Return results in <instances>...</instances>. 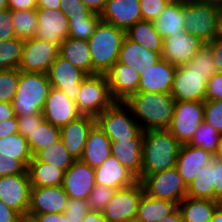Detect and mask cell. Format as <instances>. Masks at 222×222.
I'll return each instance as SVG.
<instances>
[{
  "label": "cell",
  "instance_id": "obj_55",
  "mask_svg": "<svg viewBox=\"0 0 222 222\" xmlns=\"http://www.w3.org/2000/svg\"><path fill=\"white\" fill-rule=\"evenodd\" d=\"M23 217L0 200V222H22Z\"/></svg>",
  "mask_w": 222,
  "mask_h": 222
},
{
  "label": "cell",
  "instance_id": "obj_35",
  "mask_svg": "<svg viewBox=\"0 0 222 222\" xmlns=\"http://www.w3.org/2000/svg\"><path fill=\"white\" fill-rule=\"evenodd\" d=\"M187 196L196 199L215 201V189L213 184V160L202 167L195 178L187 186Z\"/></svg>",
  "mask_w": 222,
  "mask_h": 222
},
{
  "label": "cell",
  "instance_id": "obj_71",
  "mask_svg": "<svg viewBox=\"0 0 222 222\" xmlns=\"http://www.w3.org/2000/svg\"><path fill=\"white\" fill-rule=\"evenodd\" d=\"M22 222H36L32 217L26 216L22 219Z\"/></svg>",
  "mask_w": 222,
  "mask_h": 222
},
{
  "label": "cell",
  "instance_id": "obj_13",
  "mask_svg": "<svg viewBox=\"0 0 222 222\" xmlns=\"http://www.w3.org/2000/svg\"><path fill=\"white\" fill-rule=\"evenodd\" d=\"M51 87L61 90L70 100L76 102L81 82L88 76L82 69L58 55L48 71Z\"/></svg>",
  "mask_w": 222,
  "mask_h": 222
},
{
  "label": "cell",
  "instance_id": "obj_25",
  "mask_svg": "<svg viewBox=\"0 0 222 222\" xmlns=\"http://www.w3.org/2000/svg\"><path fill=\"white\" fill-rule=\"evenodd\" d=\"M94 170L95 184L105 185L116 190L132 186L138 181L137 177L112 155Z\"/></svg>",
  "mask_w": 222,
  "mask_h": 222
},
{
  "label": "cell",
  "instance_id": "obj_53",
  "mask_svg": "<svg viewBox=\"0 0 222 222\" xmlns=\"http://www.w3.org/2000/svg\"><path fill=\"white\" fill-rule=\"evenodd\" d=\"M205 100H222V73H215L207 81Z\"/></svg>",
  "mask_w": 222,
  "mask_h": 222
},
{
  "label": "cell",
  "instance_id": "obj_57",
  "mask_svg": "<svg viewBox=\"0 0 222 222\" xmlns=\"http://www.w3.org/2000/svg\"><path fill=\"white\" fill-rule=\"evenodd\" d=\"M207 44L212 50V55L217 67V71L222 73V39L215 38Z\"/></svg>",
  "mask_w": 222,
  "mask_h": 222
},
{
  "label": "cell",
  "instance_id": "obj_4",
  "mask_svg": "<svg viewBox=\"0 0 222 222\" xmlns=\"http://www.w3.org/2000/svg\"><path fill=\"white\" fill-rule=\"evenodd\" d=\"M51 84L47 73L21 72L18 88L11 101L16 116L39 114L48 97Z\"/></svg>",
  "mask_w": 222,
  "mask_h": 222
},
{
  "label": "cell",
  "instance_id": "obj_40",
  "mask_svg": "<svg viewBox=\"0 0 222 222\" xmlns=\"http://www.w3.org/2000/svg\"><path fill=\"white\" fill-rule=\"evenodd\" d=\"M11 17L17 38L26 40L35 37L38 26L36 10L13 11Z\"/></svg>",
  "mask_w": 222,
  "mask_h": 222
},
{
  "label": "cell",
  "instance_id": "obj_61",
  "mask_svg": "<svg viewBox=\"0 0 222 222\" xmlns=\"http://www.w3.org/2000/svg\"><path fill=\"white\" fill-rule=\"evenodd\" d=\"M15 116L12 104L0 101V121L12 119Z\"/></svg>",
  "mask_w": 222,
  "mask_h": 222
},
{
  "label": "cell",
  "instance_id": "obj_62",
  "mask_svg": "<svg viewBox=\"0 0 222 222\" xmlns=\"http://www.w3.org/2000/svg\"><path fill=\"white\" fill-rule=\"evenodd\" d=\"M61 0H37V8H46L50 10L60 9Z\"/></svg>",
  "mask_w": 222,
  "mask_h": 222
},
{
  "label": "cell",
  "instance_id": "obj_31",
  "mask_svg": "<svg viewBox=\"0 0 222 222\" xmlns=\"http://www.w3.org/2000/svg\"><path fill=\"white\" fill-rule=\"evenodd\" d=\"M177 208V203L149 197L143 193L138 204L136 220L139 222H159Z\"/></svg>",
  "mask_w": 222,
  "mask_h": 222
},
{
  "label": "cell",
  "instance_id": "obj_51",
  "mask_svg": "<svg viewBox=\"0 0 222 222\" xmlns=\"http://www.w3.org/2000/svg\"><path fill=\"white\" fill-rule=\"evenodd\" d=\"M27 172V167L18 159L0 154V177Z\"/></svg>",
  "mask_w": 222,
  "mask_h": 222
},
{
  "label": "cell",
  "instance_id": "obj_22",
  "mask_svg": "<svg viewBox=\"0 0 222 222\" xmlns=\"http://www.w3.org/2000/svg\"><path fill=\"white\" fill-rule=\"evenodd\" d=\"M95 123L96 118L81 115L60 128V139L75 160L81 159L88 133Z\"/></svg>",
  "mask_w": 222,
  "mask_h": 222
},
{
  "label": "cell",
  "instance_id": "obj_44",
  "mask_svg": "<svg viewBox=\"0 0 222 222\" xmlns=\"http://www.w3.org/2000/svg\"><path fill=\"white\" fill-rule=\"evenodd\" d=\"M20 78L19 69L0 70V101L11 103Z\"/></svg>",
  "mask_w": 222,
  "mask_h": 222
},
{
  "label": "cell",
  "instance_id": "obj_2",
  "mask_svg": "<svg viewBox=\"0 0 222 222\" xmlns=\"http://www.w3.org/2000/svg\"><path fill=\"white\" fill-rule=\"evenodd\" d=\"M180 147L167 129L143 131L142 173L137 179L175 167Z\"/></svg>",
  "mask_w": 222,
  "mask_h": 222
},
{
  "label": "cell",
  "instance_id": "obj_7",
  "mask_svg": "<svg viewBox=\"0 0 222 222\" xmlns=\"http://www.w3.org/2000/svg\"><path fill=\"white\" fill-rule=\"evenodd\" d=\"M131 114L124 102H115L96 118V123L110 141L143 139V130Z\"/></svg>",
  "mask_w": 222,
  "mask_h": 222
},
{
  "label": "cell",
  "instance_id": "obj_21",
  "mask_svg": "<svg viewBox=\"0 0 222 222\" xmlns=\"http://www.w3.org/2000/svg\"><path fill=\"white\" fill-rule=\"evenodd\" d=\"M105 75L111 95L116 102H125L138 92L140 75L133 68L117 61Z\"/></svg>",
  "mask_w": 222,
  "mask_h": 222
},
{
  "label": "cell",
  "instance_id": "obj_12",
  "mask_svg": "<svg viewBox=\"0 0 222 222\" xmlns=\"http://www.w3.org/2000/svg\"><path fill=\"white\" fill-rule=\"evenodd\" d=\"M30 190L28 172L0 177V200L23 218L28 214Z\"/></svg>",
  "mask_w": 222,
  "mask_h": 222
},
{
  "label": "cell",
  "instance_id": "obj_20",
  "mask_svg": "<svg viewBox=\"0 0 222 222\" xmlns=\"http://www.w3.org/2000/svg\"><path fill=\"white\" fill-rule=\"evenodd\" d=\"M101 21L112 24L125 32L142 20L140 0H107Z\"/></svg>",
  "mask_w": 222,
  "mask_h": 222
},
{
  "label": "cell",
  "instance_id": "obj_42",
  "mask_svg": "<svg viewBox=\"0 0 222 222\" xmlns=\"http://www.w3.org/2000/svg\"><path fill=\"white\" fill-rule=\"evenodd\" d=\"M101 21L100 14L91 13L86 19H69L68 37L77 40H89Z\"/></svg>",
  "mask_w": 222,
  "mask_h": 222
},
{
  "label": "cell",
  "instance_id": "obj_27",
  "mask_svg": "<svg viewBox=\"0 0 222 222\" xmlns=\"http://www.w3.org/2000/svg\"><path fill=\"white\" fill-rule=\"evenodd\" d=\"M111 155V141L103 130L95 123L90 129L81 161L93 169L100 166Z\"/></svg>",
  "mask_w": 222,
  "mask_h": 222
},
{
  "label": "cell",
  "instance_id": "obj_19",
  "mask_svg": "<svg viewBox=\"0 0 222 222\" xmlns=\"http://www.w3.org/2000/svg\"><path fill=\"white\" fill-rule=\"evenodd\" d=\"M95 186V170L81 160H76L65 172L62 187L72 199L88 200Z\"/></svg>",
  "mask_w": 222,
  "mask_h": 222
},
{
  "label": "cell",
  "instance_id": "obj_65",
  "mask_svg": "<svg viewBox=\"0 0 222 222\" xmlns=\"http://www.w3.org/2000/svg\"><path fill=\"white\" fill-rule=\"evenodd\" d=\"M216 38L222 39V6L219 10V15L217 18Z\"/></svg>",
  "mask_w": 222,
  "mask_h": 222
},
{
  "label": "cell",
  "instance_id": "obj_38",
  "mask_svg": "<svg viewBox=\"0 0 222 222\" xmlns=\"http://www.w3.org/2000/svg\"><path fill=\"white\" fill-rule=\"evenodd\" d=\"M35 158L39 162L51 164L52 166H56L64 170L65 172L76 161L74 157L69 154L61 139L50 145L46 149L41 150L35 156Z\"/></svg>",
  "mask_w": 222,
  "mask_h": 222
},
{
  "label": "cell",
  "instance_id": "obj_28",
  "mask_svg": "<svg viewBox=\"0 0 222 222\" xmlns=\"http://www.w3.org/2000/svg\"><path fill=\"white\" fill-rule=\"evenodd\" d=\"M143 139L111 141V155L137 178L142 173Z\"/></svg>",
  "mask_w": 222,
  "mask_h": 222
},
{
  "label": "cell",
  "instance_id": "obj_52",
  "mask_svg": "<svg viewBox=\"0 0 222 222\" xmlns=\"http://www.w3.org/2000/svg\"><path fill=\"white\" fill-rule=\"evenodd\" d=\"M15 29L9 9L0 12V41L15 38Z\"/></svg>",
  "mask_w": 222,
  "mask_h": 222
},
{
  "label": "cell",
  "instance_id": "obj_18",
  "mask_svg": "<svg viewBox=\"0 0 222 222\" xmlns=\"http://www.w3.org/2000/svg\"><path fill=\"white\" fill-rule=\"evenodd\" d=\"M45 121L61 128L81 116L76 103L61 90L50 88L43 110Z\"/></svg>",
  "mask_w": 222,
  "mask_h": 222
},
{
  "label": "cell",
  "instance_id": "obj_47",
  "mask_svg": "<svg viewBox=\"0 0 222 222\" xmlns=\"http://www.w3.org/2000/svg\"><path fill=\"white\" fill-rule=\"evenodd\" d=\"M88 211V200L69 198L64 214L68 217V222H83Z\"/></svg>",
  "mask_w": 222,
  "mask_h": 222
},
{
  "label": "cell",
  "instance_id": "obj_14",
  "mask_svg": "<svg viewBox=\"0 0 222 222\" xmlns=\"http://www.w3.org/2000/svg\"><path fill=\"white\" fill-rule=\"evenodd\" d=\"M204 44L199 37L191 35L188 31L170 35L163 39L161 57L180 67L188 64Z\"/></svg>",
  "mask_w": 222,
  "mask_h": 222
},
{
  "label": "cell",
  "instance_id": "obj_39",
  "mask_svg": "<svg viewBox=\"0 0 222 222\" xmlns=\"http://www.w3.org/2000/svg\"><path fill=\"white\" fill-rule=\"evenodd\" d=\"M181 67L185 72H198L204 74V78L207 81L218 72L212 50L207 43L197 51L196 56L188 64L182 65Z\"/></svg>",
  "mask_w": 222,
  "mask_h": 222
},
{
  "label": "cell",
  "instance_id": "obj_67",
  "mask_svg": "<svg viewBox=\"0 0 222 222\" xmlns=\"http://www.w3.org/2000/svg\"><path fill=\"white\" fill-rule=\"evenodd\" d=\"M214 157L222 160V134L219 137L218 145Z\"/></svg>",
  "mask_w": 222,
  "mask_h": 222
},
{
  "label": "cell",
  "instance_id": "obj_68",
  "mask_svg": "<svg viewBox=\"0 0 222 222\" xmlns=\"http://www.w3.org/2000/svg\"><path fill=\"white\" fill-rule=\"evenodd\" d=\"M168 4H186L189 0H165Z\"/></svg>",
  "mask_w": 222,
  "mask_h": 222
},
{
  "label": "cell",
  "instance_id": "obj_70",
  "mask_svg": "<svg viewBox=\"0 0 222 222\" xmlns=\"http://www.w3.org/2000/svg\"><path fill=\"white\" fill-rule=\"evenodd\" d=\"M200 1L216 3L222 6V0H200Z\"/></svg>",
  "mask_w": 222,
  "mask_h": 222
},
{
  "label": "cell",
  "instance_id": "obj_23",
  "mask_svg": "<svg viewBox=\"0 0 222 222\" xmlns=\"http://www.w3.org/2000/svg\"><path fill=\"white\" fill-rule=\"evenodd\" d=\"M214 154L201 148L182 144L179 150L175 168L188 186L200 169L212 162Z\"/></svg>",
  "mask_w": 222,
  "mask_h": 222
},
{
  "label": "cell",
  "instance_id": "obj_41",
  "mask_svg": "<svg viewBox=\"0 0 222 222\" xmlns=\"http://www.w3.org/2000/svg\"><path fill=\"white\" fill-rule=\"evenodd\" d=\"M23 44L17 37L0 41V70L19 69Z\"/></svg>",
  "mask_w": 222,
  "mask_h": 222
},
{
  "label": "cell",
  "instance_id": "obj_54",
  "mask_svg": "<svg viewBox=\"0 0 222 222\" xmlns=\"http://www.w3.org/2000/svg\"><path fill=\"white\" fill-rule=\"evenodd\" d=\"M213 184L215 201L222 200V160L213 158Z\"/></svg>",
  "mask_w": 222,
  "mask_h": 222
},
{
  "label": "cell",
  "instance_id": "obj_59",
  "mask_svg": "<svg viewBox=\"0 0 222 222\" xmlns=\"http://www.w3.org/2000/svg\"><path fill=\"white\" fill-rule=\"evenodd\" d=\"M33 219L36 222H68V217L64 213L36 214Z\"/></svg>",
  "mask_w": 222,
  "mask_h": 222
},
{
  "label": "cell",
  "instance_id": "obj_15",
  "mask_svg": "<svg viewBox=\"0 0 222 222\" xmlns=\"http://www.w3.org/2000/svg\"><path fill=\"white\" fill-rule=\"evenodd\" d=\"M69 200L68 194L61 186L31 187L30 205L27 216L36 214L64 213Z\"/></svg>",
  "mask_w": 222,
  "mask_h": 222
},
{
  "label": "cell",
  "instance_id": "obj_17",
  "mask_svg": "<svg viewBox=\"0 0 222 222\" xmlns=\"http://www.w3.org/2000/svg\"><path fill=\"white\" fill-rule=\"evenodd\" d=\"M206 87L204 74L185 72L180 66L174 73L171 95L175 101H205Z\"/></svg>",
  "mask_w": 222,
  "mask_h": 222
},
{
  "label": "cell",
  "instance_id": "obj_6",
  "mask_svg": "<svg viewBox=\"0 0 222 222\" xmlns=\"http://www.w3.org/2000/svg\"><path fill=\"white\" fill-rule=\"evenodd\" d=\"M115 102L106 75L94 74L81 82L75 103L81 115L97 118Z\"/></svg>",
  "mask_w": 222,
  "mask_h": 222
},
{
  "label": "cell",
  "instance_id": "obj_64",
  "mask_svg": "<svg viewBox=\"0 0 222 222\" xmlns=\"http://www.w3.org/2000/svg\"><path fill=\"white\" fill-rule=\"evenodd\" d=\"M159 222H183L182 214L179 208H177L170 215H167L165 218L161 219Z\"/></svg>",
  "mask_w": 222,
  "mask_h": 222
},
{
  "label": "cell",
  "instance_id": "obj_11",
  "mask_svg": "<svg viewBox=\"0 0 222 222\" xmlns=\"http://www.w3.org/2000/svg\"><path fill=\"white\" fill-rule=\"evenodd\" d=\"M144 193L143 184L137 181L132 186L118 189L102 211L109 222H127L137 217L138 204Z\"/></svg>",
  "mask_w": 222,
  "mask_h": 222
},
{
  "label": "cell",
  "instance_id": "obj_72",
  "mask_svg": "<svg viewBox=\"0 0 222 222\" xmlns=\"http://www.w3.org/2000/svg\"><path fill=\"white\" fill-rule=\"evenodd\" d=\"M127 222H139V221H137V220L135 219V220L127 221Z\"/></svg>",
  "mask_w": 222,
  "mask_h": 222
},
{
  "label": "cell",
  "instance_id": "obj_46",
  "mask_svg": "<svg viewBox=\"0 0 222 222\" xmlns=\"http://www.w3.org/2000/svg\"><path fill=\"white\" fill-rule=\"evenodd\" d=\"M204 122L222 134V100L204 101Z\"/></svg>",
  "mask_w": 222,
  "mask_h": 222
},
{
  "label": "cell",
  "instance_id": "obj_48",
  "mask_svg": "<svg viewBox=\"0 0 222 222\" xmlns=\"http://www.w3.org/2000/svg\"><path fill=\"white\" fill-rule=\"evenodd\" d=\"M60 10L69 19H86L92 13L81 0H61Z\"/></svg>",
  "mask_w": 222,
  "mask_h": 222
},
{
  "label": "cell",
  "instance_id": "obj_32",
  "mask_svg": "<svg viewBox=\"0 0 222 222\" xmlns=\"http://www.w3.org/2000/svg\"><path fill=\"white\" fill-rule=\"evenodd\" d=\"M220 201L196 199L185 197L178 208L182 214L183 222H210Z\"/></svg>",
  "mask_w": 222,
  "mask_h": 222
},
{
  "label": "cell",
  "instance_id": "obj_43",
  "mask_svg": "<svg viewBox=\"0 0 222 222\" xmlns=\"http://www.w3.org/2000/svg\"><path fill=\"white\" fill-rule=\"evenodd\" d=\"M220 135L221 134L213 126L203 121L189 144L201 147L214 154L217 149Z\"/></svg>",
  "mask_w": 222,
  "mask_h": 222
},
{
  "label": "cell",
  "instance_id": "obj_45",
  "mask_svg": "<svg viewBox=\"0 0 222 222\" xmlns=\"http://www.w3.org/2000/svg\"><path fill=\"white\" fill-rule=\"evenodd\" d=\"M115 191L116 189L112 187L95 184L88 198L89 210L102 212L112 199Z\"/></svg>",
  "mask_w": 222,
  "mask_h": 222
},
{
  "label": "cell",
  "instance_id": "obj_8",
  "mask_svg": "<svg viewBox=\"0 0 222 222\" xmlns=\"http://www.w3.org/2000/svg\"><path fill=\"white\" fill-rule=\"evenodd\" d=\"M204 121V101H175L172 121L167 129L182 144H188Z\"/></svg>",
  "mask_w": 222,
  "mask_h": 222
},
{
  "label": "cell",
  "instance_id": "obj_29",
  "mask_svg": "<svg viewBox=\"0 0 222 222\" xmlns=\"http://www.w3.org/2000/svg\"><path fill=\"white\" fill-rule=\"evenodd\" d=\"M59 55L88 75H92V60L87 40L66 38L59 46Z\"/></svg>",
  "mask_w": 222,
  "mask_h": 222
},
{
  "label": "cell",
  "instance_id": "obj_49",
  "mask_svg": "<svg viewBox=\"0 0 222 222\" xmlns=\"http://www.w3.org/2000/svg\"><path fill=\"white\" fill-rule=\"evenodd\" d=\"M167 5L165 0H140L142 20L154 22Z\"/></svg>",
  "mask_w": 222,
  "mask_h": 222
},
{
  "label": "cell",
  "instance_id": "obj_36",
  "mask_svg": "<svg viewBox=\"0 0 222 222\" xmlns=\"http://www.w3.org/2000/svg\"><path fill=\"white\" fill-rule=\"evenodd\" d=\"M0 154L20 160L26 167L33 159L29 143L20 133L0 139Z\"/></svg>",
  "mask_w": 222,
  "mask_h": 222
},
{
  "label": "cell",
  "instance_id": "obj_24",
  "mask_svg": "<svg viewBox=\"0 0 222 222\" xmlns=\"http://www.w3.org/2000/svg\"><path fill=\"white\" fill-rule=\"evenodd\" d=\"M176 68L175 65L161 58L140 76L138 92L171 94Z\"/></svg>",
  "mask_w": 222,
  "mask_h": 222
},
{
  "label": "cell",
  "instance_id": "obj_37",
  "mask_svg": "<svg viewBox=\"0 0 222 222\" xmlns=\"http://www.w3.org/2000/svg\"><path fill=\"white\" fill-rule=\"evenodd\" d=\"M58 140H60V128L45 120L27 138L33 157Z\"/></svg>",
  "mask_w": 222,
  "mask_h": 222
},
{
  "label": "cell",
  "instance_id": "obj_10",
  "mask_svg": "<svg viewBox=\"0 0 222 222\" xmlns=\"http://www.w3.org/2000/svg\"><path fill=\"white\" fill-rule=\"evenodd\" d=\"M59 55V46L38 38L24 40L19 71L48 73Z\"/></svg>",
  "mask_w": 222,
  "mask_h": 222
},
{
  "label": "cell",
  "instance_id": "obj_30",
  "mask_svg": "<svg viewBox=\"0 0 222 222\" xmlns=\"http://www.w3.org/2000/svg\"><path fill=\"white\" fill-rule=\"evenodd\" d=\"M31 187H56L63 184L65 171L51 164L39 162L35 157L27 166Z\"/></svg>",
  "mask_w": 222,
  "mask_h": 222
},
{
  "label": "cell",
  "instance_id": "obj_34",
  "mask_svg": "<svg viewBox=\"0 0 222 222\" xmlns=\"http://www.w3.org/2000/svg\"><path fill=\"white\" fill-rule=\"evenodd\" d=\"M162 39L185 31L181 4H168L153 22Z\"/></svg>",
  "mask_w": 222,
  "mask_h": 222
},
{
  "label": "cell",
  "instance_id": "obj_16",
  "mask_svg": "<svg viewBox=\"0 0 222 222\" xmlns=\"http://www.w3.org/2000/svg\"><path fill=\"white\" fill-rule=\"evenodd\" d=\"M38 26L35 38L60 46L69 35V18L60 9L37 8Z\"/></svg>",
  "mask_w": 222,
  "mask_h": 222
},
{
  "label": "cell",
  "instance_id": "obj_1",
  "mask_svg": "<svg viewBox=\"0 0 222 222\" xmlns=\"http://www.w3.org/2000/svg\"><path fill=\"white\" fill-rule=\"evenodd\" d=\"M124 103L143 131L169 128L175 108L171 94L137 92Z\"/></svg>",
  "mask_w": 222,
  "mask_h": 222
},
{
  "label": "cell",
  "instance_id": "obj_5",
  "mask_svg": "<svg viewBox=\"0 0 222 222\" xmlns=\"http://www.w3.org/2000/svg\"><path fill=\"white\" fill-rule=\"evenodd\" d=\"M221 5L200 0H189L182 5L185 31L199 37L204 43L216 38L217 18Z\"/></svg>",
  "mask_w": 222,
  "mask_h": 222
},
{
  "label": "cell",
  "instance_id": "obj_60",
  "mask_svg": "<svg viewBox=\"0 0 222 222\" xmlns=\"http://www.w3.org/2000/svg\"><path fill=\"white\" fill-rule=\"evenodd\" d=\"M93 13L100 14L104 11L107 0H81Z\"/></svg>",
  "mask_w": 222,
  "mask_h": 222
},
{
  "label": "cell",
  "instance_id": "obj_69",
  "mask_svg": "<svg viewBox=\"0 0 222 222\" xmlns=\"http://www.w3.org/2000/svg\"><path fill=\"white\" fill-rule=\"evenodd\" d=\"M8 9V0H0V12Z\"/></svg>",
  "mask_w": 222,
  "mask_h": 222
},
{
  "label": "cell",
  "instance_id": "obj_63",
  "mask_svg": "<svg viewBox=\"0 0 222 222\" xmlns=\"http://www.w3.org/2000/svg\"><path fill=\"white\" fill-rule=\"evenodd\" d=\"M83 222H109V221L103 216L102 212L89 210Z\"/></svg>",
  "mask_w": 222,
  "mask_h": 222
},
{
  "label": "cell",
  "instance_id": "obj_26",
  "mask_svg": "<svg viewBox=\"0 0 222 222\" xmlns=\"http://www.w3.org/2000/svg\"><path fill=\"white\" fill-rule=\"evenodd\" d=\"M161 58V52L150 51L125 37L119 52L118 62L133 68L141 76L143 72L158 63Z\"/></svg>",
  "mask_w": 222,
  "mask_h": 222
},
{
  "label": "cell",
  "instance_id": "obj_3",
  "mask_svg": "<svg viewBox=\"0 0 222 222\" xmlns=\"http://www.w3.org/2000/svg\"><path fill=\"white\" fill-rule=\"evenodd\" d=\"M126 32L100 21L88 40L92 60V75L106 74L118 61Z\"/></svg>",
  "mask_w": 222,
  "mask_h": 222
},
{
  "label": "cell",
  "instance_id": "obj_56",
  "mask_svg": "<svg viewBox=\"0 0 222 222\" xmlns=\"http://www.w3.org/2000/svg\"><path fill=\"white\" fill-rule=\"evenodd\" d=\"M8 9L13 11L36 10L37 0H8Z\"/></svg>",
  "mask_w": 222,
  "mask_h": 222
},
{
  "label": "cell",
  "instance_id": "obj_50",
  "mask_svg": "<svg viewBox=\"0 0 222 222\" xmlns=\"http://www.w3.org/2000/svg\"><path fill=\"white\" fill-rule=\"evenodd\" d=\"M44 120L42 112L39 114L17 116L18 133L27 139Z\"/></svg>",
  "mask_w": 222,
  "mask_h": 222
},
{
  "label": "cell",
  "instance_id": "obj_66",
  "mask_svg": "<svg viewBox=\"0 0 222 222\" xmlns=\"http://www.w3.org/2000/svg\"><path fill=\"white\" fill-rule=\"evenodd\" d=\"M210 222H222V206L221 205H219L216 208Z\"/></svg>",
  "mask_w": 222,
  "mask_h": 222
},
{
  "label": "cell",
  "instance_id": "obj_9",
  "mask_svg": "<svg viewBox=\"0 0 222 222\" xmlns=\"http://www.w3.org/2000/svg\"><path fill=\"white\" fill-rule=\"evenodd\" d=\"M149 197L179 204L187 197V185L175 167L146 176L142 181Z\"/></svg>",
  "mask_w": 222,
  "mask_h": 222
},
{
  "label": "cell",
  "instance_id": "obj_58",
  "mask_svg": "<svg viewBox=\"0 0 222 222\" xmlns=\"http://www.w3.org/2000/svg\"><path fill=\"white\" fill-rule=\"evenodd\" d=\"M18 133L17 116L12 119L0 121V139Z\"/></svg>",
  "mask_w": 222,
  "mask_h": 222
},
{
  "label": "cell",
  "instance_id": "obj_33",
  "mask_svg": "<svg viewBox=\"0 0 222 222\" xmlns=\"http://www.w3.org/2000/svg\"><path fill=\"white\" fill-rule=\"evenodd\" d=\"M126 37L150 51L162 52L163 39L151 21H138L126 31Z\"/></svg>",
  "mask_w": 222,
  "mask_h": 222
}]
</instances>
